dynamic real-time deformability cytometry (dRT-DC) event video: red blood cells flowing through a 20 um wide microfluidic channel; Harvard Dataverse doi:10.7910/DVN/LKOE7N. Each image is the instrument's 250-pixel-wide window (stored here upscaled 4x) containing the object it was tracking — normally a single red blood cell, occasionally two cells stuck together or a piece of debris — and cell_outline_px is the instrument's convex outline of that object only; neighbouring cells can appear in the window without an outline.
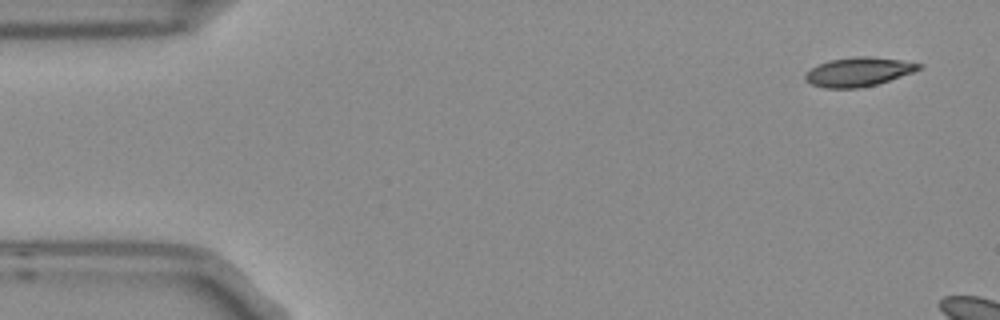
{"species": "Egyptian fruit bat (a non-hibernating species)", "species_latin": "Rousettus aegyptiacus", "temperature_condition": "room temperature", "stored_images_in_passage": 2, "camera_frame_rate_fps": 3000, "um_per_image_px": 0.085, "frame": {"image": 1, "passage_image": 1, "time_ms": 0.0, "image_size_px": [1000, 320], "cell_outline_px": [[924, 64], [920, 68], [912, 72], [876, 84], [860, 88], [824, 88], [812, 84], [804, 80], [804, 76], [812, 68], [828, 60], [856, 56], [868, 56], [900, 60]], "centroid_in_image_um": [72.94, 6.1], "position_along_channel_um": 12.1, "area_um2": 18.96}}